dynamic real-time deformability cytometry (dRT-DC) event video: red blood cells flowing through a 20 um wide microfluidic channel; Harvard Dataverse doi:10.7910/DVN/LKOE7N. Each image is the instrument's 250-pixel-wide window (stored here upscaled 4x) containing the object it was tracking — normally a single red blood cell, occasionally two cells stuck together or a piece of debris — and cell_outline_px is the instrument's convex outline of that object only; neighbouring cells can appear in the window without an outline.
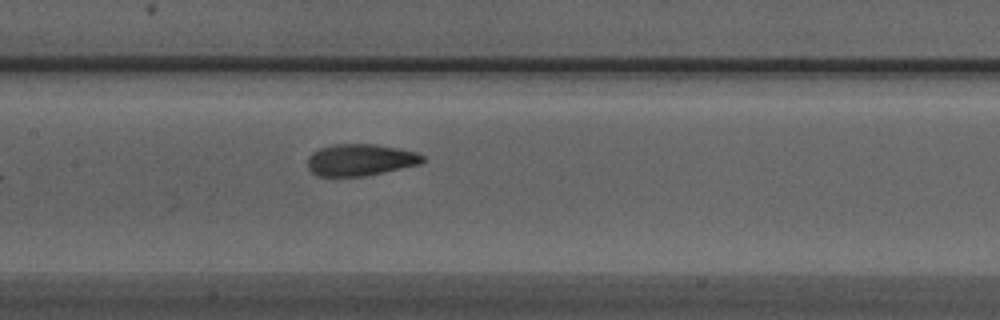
{"species": "Egyptian fruit bat (a non-hibernating species)", "species_latin": "Rousettus aegyptiacus", "temperature_condition": "warm", "stored_images_in_passage": 7, "camera_frame_rate_fps": 3000, "um_per_image_px": 0.085, "animal": {"sex": "male"}, "frame": {"image": 1, "passage_image": 7, "time_ms": 2.0, "image_size_px": [1000, 320], "cell_outline_px": [[424, 160], [420, 164], [384, 172], [364, 176], [316, 176], [308, 168], [308, 156], [312, 152], [320, 148], [332, 144], [376, 144], [416, 152], [424, 156]], "centroid_in_image_um": [30.6, 13.59], "position_along_channel_um": 176.8, "area_um2": 21.27}}